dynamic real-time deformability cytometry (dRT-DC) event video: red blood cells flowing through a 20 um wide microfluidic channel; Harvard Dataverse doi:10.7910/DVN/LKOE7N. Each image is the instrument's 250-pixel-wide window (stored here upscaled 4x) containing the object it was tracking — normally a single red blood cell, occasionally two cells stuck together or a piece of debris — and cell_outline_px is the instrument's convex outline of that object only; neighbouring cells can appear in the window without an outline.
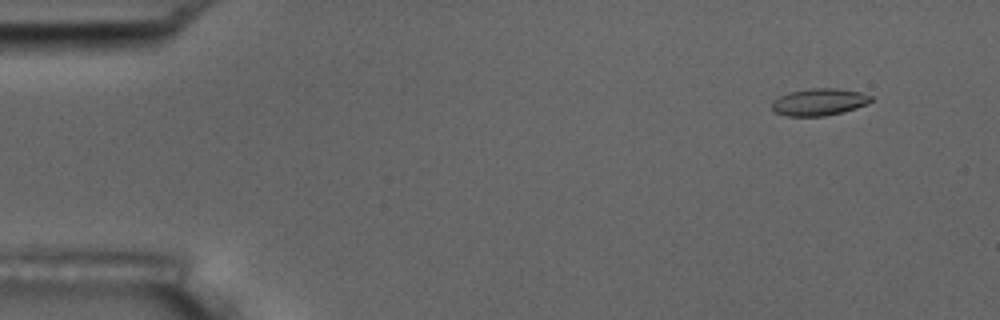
{"species": "common noctule bat (a hibernating species)", "species_latin": "Nyctalus noctula", "temperature_condition": "room temperature", "stored_images_in_passage": 14, "camera_frame_rate_fps": 3000, "um_per_image_px": 0.085, "animal": {"sex": "male", "body_mass_g": 17.5, "forearm_length_mm": 52.3}, "frame": {"image": 1, "passage_image": 1, "time_ms": 0.0, "image_size_px": [1000, 320], "cell_outline_px": [[872, 100], [868, 104], [856, 108], [824, 116], [788, 116], [776, 112], [772, 108], [772, 100], [788, 92], [808, 88], [836, 88], [860, 92], [872, 96]], "centroid_in_image_um": [69.62, 8.66], "position_along_channel_um": 15.4, "area_um2": 15.61}}
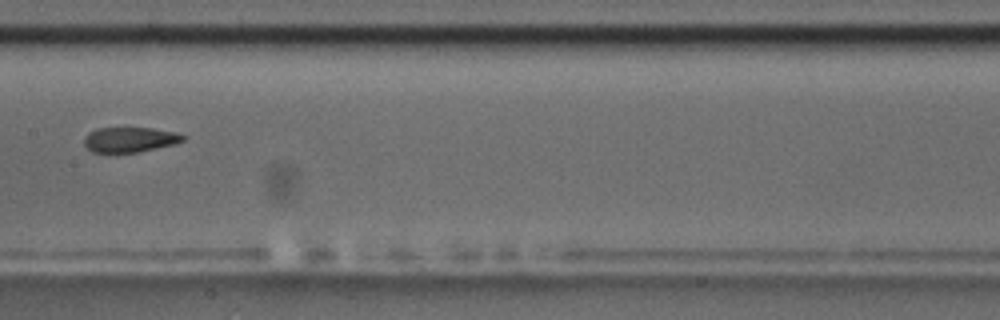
{"frame": {"image": 2, "passage_image": 7, "time_ms": 8.0, "image_size_px": [1000, 320], "cell_outline_px": [[188, 136], [184, 140], [176, 144], [136, 152], [92, 152], [84, 144], [84, 136], [88, 132], [96, 128], [152, 128], [176, 132]], "centroid_in_image_um": [11.05, 11.85], "position_along_channel_um": 196.3, "area_um2": 14.51}}
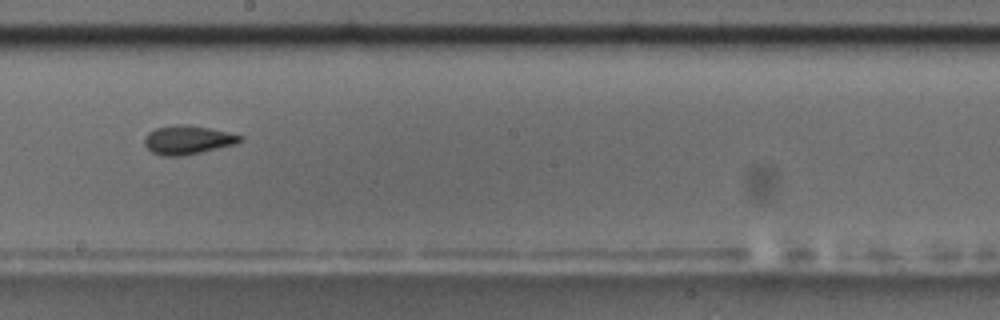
{"frame": {"image": 3, "passage_image": 8, "time_ms": 9.0, "image_size_px": [1000, 320], "cell_outline_px": [[244, 140], [236, 144], [200, 152], [180, 156], [160, 156], [152, 152], [144, 144], [144, 136], [148, 132], [156, 128], [176, 124], [188, 124], [228, 132], [244, 136]], "centroid_in_image_um": [15.95, 11.88], "position_along_channel_um": 232.3, "area_um2": 16.13}, "authors_computed_cell_mechanics": {"area_um2": 15.7505, "velocity_mm_per_s": 3.5931, "shape_relaxation_time_tau1_ms": 7.2511, "shape_relaxation_time_tau2_ms": 3.731, "deformation_change_tau1": 0.1766, "deformation_change_tau2": 0.0855}}